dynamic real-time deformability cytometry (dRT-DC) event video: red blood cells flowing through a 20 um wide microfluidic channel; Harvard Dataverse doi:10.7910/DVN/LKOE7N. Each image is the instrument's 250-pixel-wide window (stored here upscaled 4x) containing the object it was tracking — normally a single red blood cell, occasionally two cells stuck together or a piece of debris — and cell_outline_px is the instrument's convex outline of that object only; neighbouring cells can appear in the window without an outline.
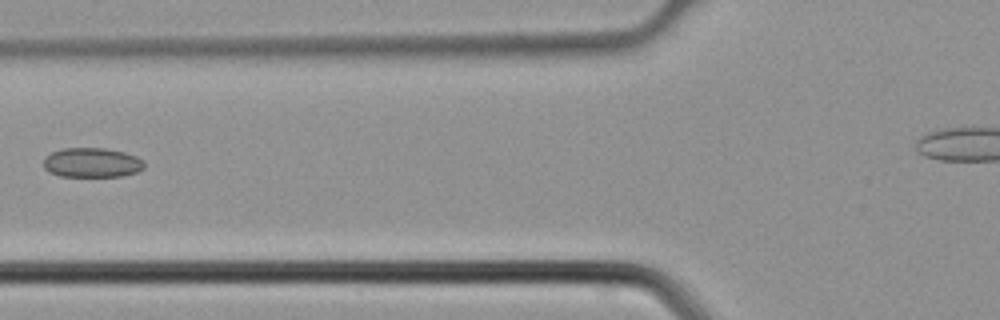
{"species": "common noctule bat (a hibernating species)", "species_latin": "Nyctalus noctula", "temperature_condition": "cold", "stored_images_in_passage": 5, "camera_frame_rate_fps": 3000, "um_per_image_px": 0.085, "animal": {"sex": "male", "body_mass_g": 21.5, "forearm_length_mm": 52.0}, "frame": {"image": 1, "passage_image": 5, "time_ms": 1.333, "image_size_px": [1000, 320], "cell_outline_px": [[144, 168], [136, 172], [124, 176], [60, 176], [48, 172], [44, 168], [44, 156], [52, 152], [64, 148], [104, 148], [124, 152], [136, 156], [144, 160]], "centroid_in_image_um": [7.81, 13.82], "position_along_channel_um": 118.0, "area_um2": 17.46}}